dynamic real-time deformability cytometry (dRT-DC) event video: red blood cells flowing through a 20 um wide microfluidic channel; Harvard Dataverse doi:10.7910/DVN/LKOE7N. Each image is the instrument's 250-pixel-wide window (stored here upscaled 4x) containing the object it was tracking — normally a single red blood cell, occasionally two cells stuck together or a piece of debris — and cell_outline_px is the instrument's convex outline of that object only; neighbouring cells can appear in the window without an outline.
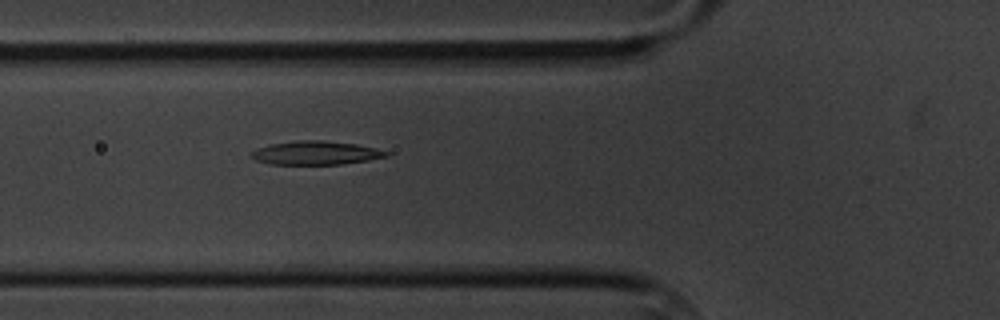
{"species": "common noctule bat (a hibernating species)", "species_latin": "Nyctalus noctula", "temperature_condition": "cold", "stored_images_in_passage": 6, "camera_frame_rate_fps": 3000, "um_per_image_px": 0.085, "animal": {"sex": "male", "body_mass_g": 20.1, "forearm_length_mm": 53.5}, "frame": {"image": 1, "passage_image": 6, "time_ms": 5.667, "image_size_px": [1000, 320], "cell_outline_px": [[392, 152], [388, 156], [368, 160], [340, 164], [272, 164], [256, 160], [248, 156], [256, 148], [268, 144], [300, 140], [324, 140], [356, 144], [376, 148]], "centroid_in_image_um": [26.84, 12.99], "position_along_channel_um": 99.0, "area_um2": 18.67}}